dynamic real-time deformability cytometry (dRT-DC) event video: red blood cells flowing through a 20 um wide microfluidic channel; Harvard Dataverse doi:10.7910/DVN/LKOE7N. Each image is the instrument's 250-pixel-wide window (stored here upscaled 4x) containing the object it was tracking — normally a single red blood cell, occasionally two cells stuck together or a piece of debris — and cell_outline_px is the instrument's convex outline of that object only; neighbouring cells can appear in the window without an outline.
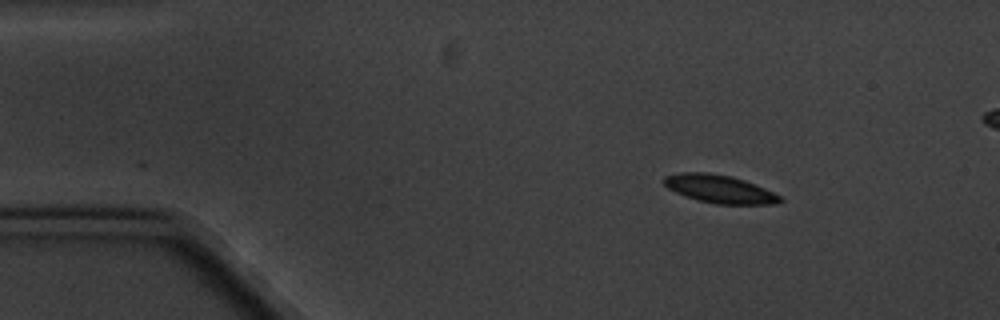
{"species": "common noctule bat (a hibernating species)", "species_latin": "Nyctalus noctula", "temperature_condition": "cold", "stored_images_in_passage": 8, "camera_frame_rate_fps": 3000, "um_per_image_px": 0.085, "animal": {"sex": "male", "body_mass_g": 20.1, "forearm_length_mm": 53.5}, "frame": {"image": 1, "passage_image": 1, "time_ms": 0.0, "image_size_px": [1000, 320], "cell_outline_px": [[784, 200], [780, 204], [716, 204], [696, 200], [676, 192], [668, 188], [664, 184], [664, 176], [680, 172], [708, 172], [732, 176], [744, 180], [764, 188], [780, 196]], "centroid_in_image_um": [61.17, 16.06], "position_along_channel_um": 23.8, "area_um2": 19.02}}